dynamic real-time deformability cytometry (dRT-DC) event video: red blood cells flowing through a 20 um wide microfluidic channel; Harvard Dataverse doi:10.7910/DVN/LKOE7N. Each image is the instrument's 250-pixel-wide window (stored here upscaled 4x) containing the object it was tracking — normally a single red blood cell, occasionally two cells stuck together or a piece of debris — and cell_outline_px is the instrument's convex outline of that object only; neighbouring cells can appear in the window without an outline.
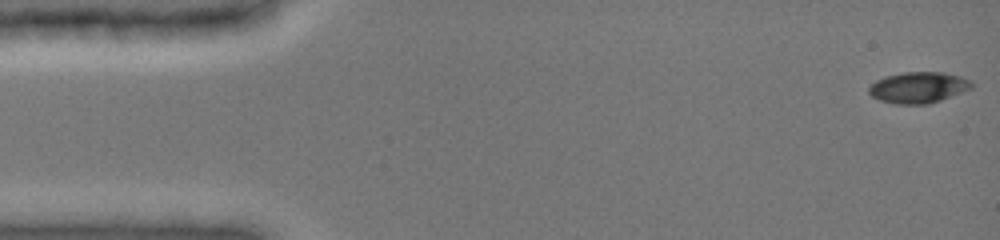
{"species": "common noctule bat (a hibernating species)", "species_latin": "Nyctalus noctula", "temperature_condition": "cold", "stored_images_in_passage": 48, "camera_frame_rate_fps": 3000, "um_per_image_px": 0.085, "animal": {"sex": "female", "body_mass_g": 19.0, "forearm_length_mm": 51.5}, "frame": {"image": 1, "passage_image": 1, "time_ms": 0.0, "image_size_px": [1000, 240], "cell_outline_px": [[972, 88], [940, 100], [928, 104], [896, 104], [880, 100], [872, 96], [868, 92], [868, 88], [876, 80], [884, 76], [904, 72], [944, 72], [960, 76], [972, 80]], "centroid_in_image_um": [78.06, 7.43], "position_along_channel_um": 6.9, "area_um2": 18.61}}
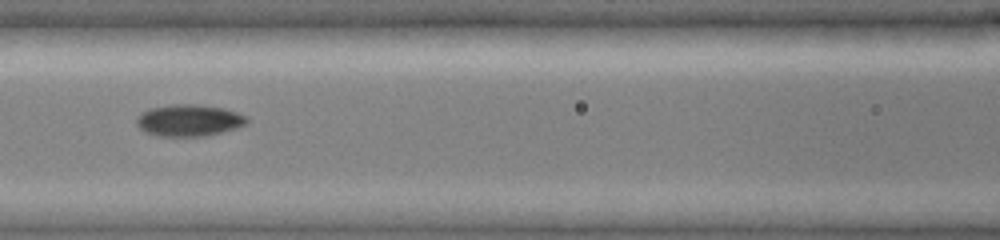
{"frame": {"image": 2, "passage_image": 21, "time_ms": 6.667, "image_size_px": [1000, 240], "cell_outline_px": [[248, 120], [244, 124], [236, 128], [204, 136], [156, 136], [144, 132], [136, 124], [136, 120], [140, 112], [148, 108], [172, 104], [196, 104], [224, 108], [248, 116]], "centroid_in_image_um": [16.02, 10.22], "position_along_channel_um": 150.6, "area_um2": 20.52}}
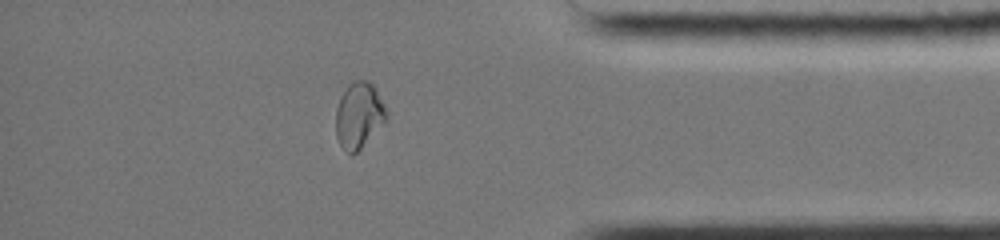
{"frame": {"image": 3, "passage_image": 41, "time_ms": 13.333, "image_size_px": [1000, 240], "cell_outline_px": [[388, 116], [360, 148], [352, 156], [340, 144], [336, 136], [336, 108], [340, 96], [348, 84], [352, 80], [368, 80], [376, 88], [388, 112]], "centroid_in_image_um": [30.49, 9.74], "position_along_channel_um": 404.7, "area_um2": 19.25}, "authors_computed_cell_mechanics": {"area_um2": 19.3052, "velocity_mm_per_s": 3.9874, "shape_relaxation_time_tau1_ms": 5.7595, "shape_relaxation_time_tau2_ms": 2.5247, "deformation_change_tau1": 0.1554, "deformation_change_tau2": 0.0465}}